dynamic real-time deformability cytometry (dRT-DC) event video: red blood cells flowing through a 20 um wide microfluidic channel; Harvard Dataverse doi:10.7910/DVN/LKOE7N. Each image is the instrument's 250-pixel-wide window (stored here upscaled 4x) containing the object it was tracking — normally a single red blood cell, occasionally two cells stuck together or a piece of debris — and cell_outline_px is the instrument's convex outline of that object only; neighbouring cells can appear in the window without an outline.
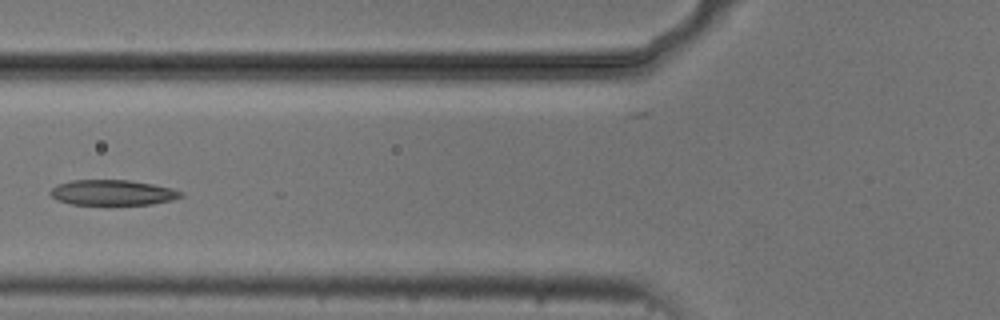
{"species": "common noctule bat (a hibernating species)", "species_latin": "Nyctalus noctula", "temperature_condition": "cold", "stored_images_in_passage": 6, "camera_frame_rate_fps": 3000, "um_per_image_px": 0.085, "animal": {"sex": "male", "body_mass_g": 20.5, "forearm_length_mm": 52.5}, "frame": {"image": 1, "passage_image": 5, "time_ms": 5.0, "image_size_px": [1000, 320], "cell_outline_px": [[184, 196], [172, 200], [152, 204], [72, 204], [56, 200], [48, 192], [56, 184], [72, 180], [128, 180], [152, 184], [172, 188], [184, 192]], "centroid_in_image_um": [9.57, 16.36], "position_along_channel_um": 116.2, "area_um2": 19.31}}
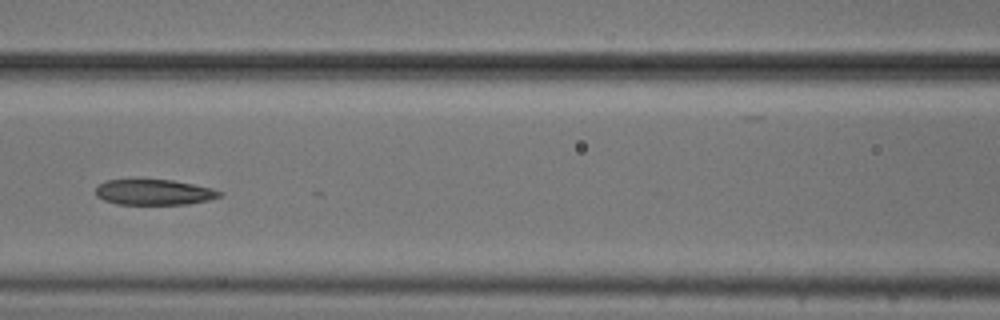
{"frame": {"image": 2, "passage_image": 6, "time_ms": 6.0, "image_size_px": [1000, 320], "cell_outline_px": [[224, 192], [220, 196], [208, 200], [188, 204], [116, 204], [104, 200], [96, 196], [96, 188], [100, 184], [108, 180], [172, 180], [212, 188]], "centroid_in_image_um": [13.11, 16.34], "position_along_channel_um": 153.5, "area_um2": 18.26}}